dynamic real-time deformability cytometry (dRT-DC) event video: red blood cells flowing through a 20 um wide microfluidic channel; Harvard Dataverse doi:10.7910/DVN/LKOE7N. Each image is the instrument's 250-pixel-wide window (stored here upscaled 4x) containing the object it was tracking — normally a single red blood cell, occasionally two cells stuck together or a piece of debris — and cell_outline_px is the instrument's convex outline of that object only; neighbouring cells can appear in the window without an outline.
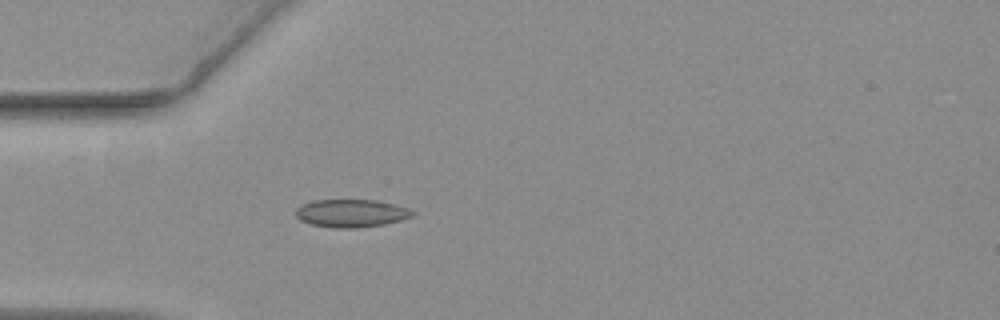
{"species": "common noctule bat (a hibernating species)", "species_latin": "Nyctalus noctula", "temperature_condition": "warm", "stored_images_in_passage": 5, "camera_frame_rate_fps": 3000, "um_per_image_px": 0.085, "animal": {"sex": "female", "body_mass_g": 19.3, "forearm_length_mm": 54.1}, "frame": {"image": 1, "passage_image": 1, "time_ms": 0.0, "image_size_px": [1000, 320], "cell_outline_px": [[416, 216], [384, 224], [356, 228], [332, 228], [312, 224], [300, 220], [296, 216], [296, 208], [312, 200], [376, 200], [392, 204], [416, 212]], "centroid_in_image_um": [29.85, 18.13], "position_along_channel_um": 55.2, "area_um2": 18.84}}
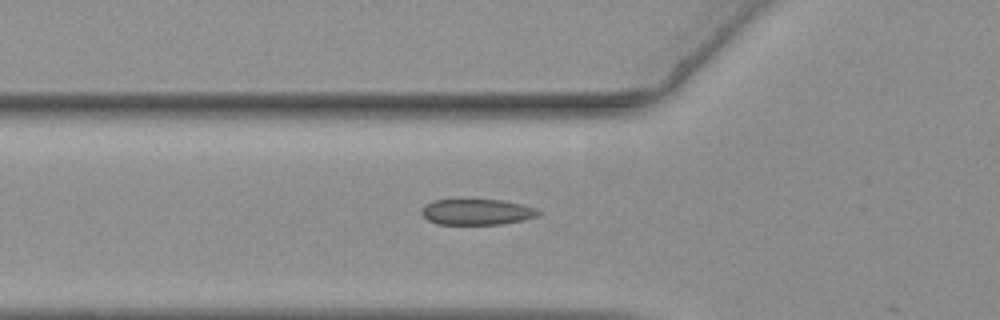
{"frame": {"image": 2, "passage_image": 4, "time_ms": 1.0, "image_size_px": [1000, 320], "cell_outline_px": [[540, 216], [524, 220], [500, 224], [436, 224], [428, 220], [420, 212], [432, 200], [460, 196], [500, 200], [520, 204], [536, 208], [540, 212]], "centroid_in_image_um": [40.5, 17.96], "position_along_channel_um": 85.3, "area_um2": 18.38}}